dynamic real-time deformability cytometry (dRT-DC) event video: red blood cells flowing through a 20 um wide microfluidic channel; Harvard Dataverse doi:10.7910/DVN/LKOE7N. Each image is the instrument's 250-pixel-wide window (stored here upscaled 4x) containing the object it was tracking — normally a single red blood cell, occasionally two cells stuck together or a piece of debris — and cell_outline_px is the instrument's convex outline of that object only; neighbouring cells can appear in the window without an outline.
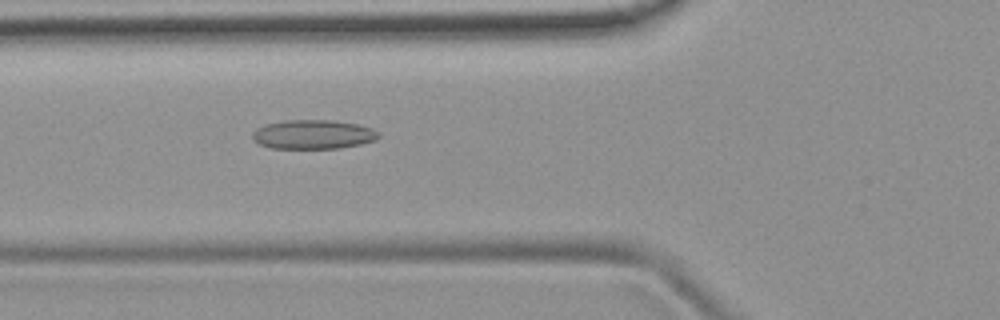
{"species": "common noctule bat (a hibernating species)", "species_latin": "Nyctalus noctula", "temperature_condition": "room temperature", "stored_images_in_passage": 47, "camera_frame_rate_fps": 3000, "um_per_image_px": 0.085, "animal": {"sex": "female", "body_mass_g": 19.9}, "frame": {"image": 1, "passage_image": 15, "time_ms": 4.667, "image_size_px": [1000, 320], "cell_outline_px": [[380, 136], [376, 140], [360, 144], [340, 148], [272, 148], [260, 144], [252, 140], [252, 132], [256, 128], [264, 124], [284, 120], [332, 120], [356, 124], [372, 128], [380, 132]], "centroid_in_image_um": [26.61, 11.42], "position_along_channel_um": 99.2, "area_um2": 21.56}}
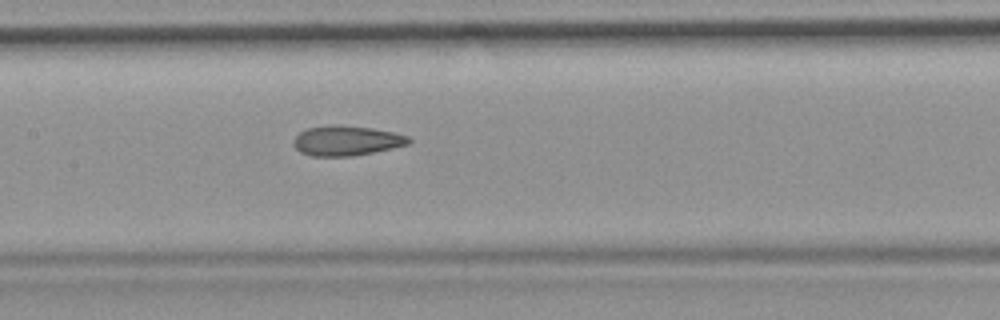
{"frame": {"image": 2, "passage_image": 21, "time_ms": 6.667, "image_size_px": [1000, 320], "cell_outline_px": [[412, 140], [408, 144], [392, 148], [352, 156], [312, 156], [300, 152], [296, 148], [292, 140], [300, 132], [308, 128], [332, 124], [372, 128], [396, 132], [408, 136]], "centroid_in_image_um": [29.45, 11.95], "position_along_channel_um": 177.9, "area_um2": 20.06}}
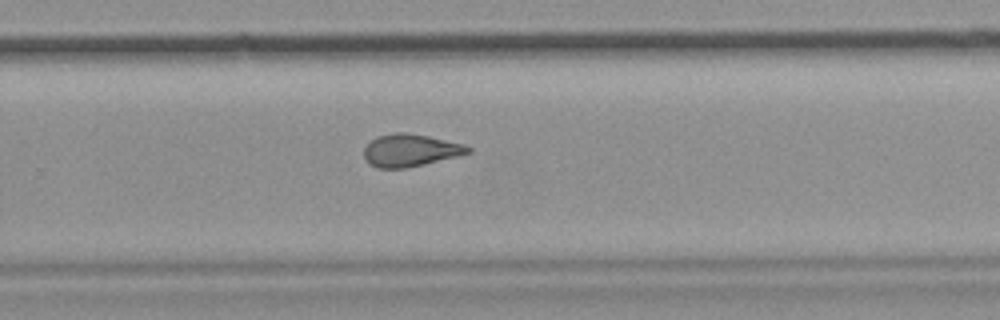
{"frame": {"image": 3, "passage_image": 30, "time_ms": 9.667, "image_size_px": [1000, 320], "cell_outline_px": [[472, 152], [408, 168], [376, 168], [368, 164], [364, 156], [364, 148], [376, 136], [396, 132], [404, 132], [428, 136], [464, 144], [472, 148]], "centroid_in_image_um": [34.85, 12.78], "position_along_channel_um": 294.9, "area_um2": 19.65}, "authors_computed_cell_mechanics": {"area_um2": 20.4612, "velocity_mm_per_s": 3.9286, "shape_relaxation_time_tau1_ms": null, "shape_relaxation_time_tau2_ms": 2.7562, "deformation_change_tau1": null, "deformation_change_tau2": 0.1146}}